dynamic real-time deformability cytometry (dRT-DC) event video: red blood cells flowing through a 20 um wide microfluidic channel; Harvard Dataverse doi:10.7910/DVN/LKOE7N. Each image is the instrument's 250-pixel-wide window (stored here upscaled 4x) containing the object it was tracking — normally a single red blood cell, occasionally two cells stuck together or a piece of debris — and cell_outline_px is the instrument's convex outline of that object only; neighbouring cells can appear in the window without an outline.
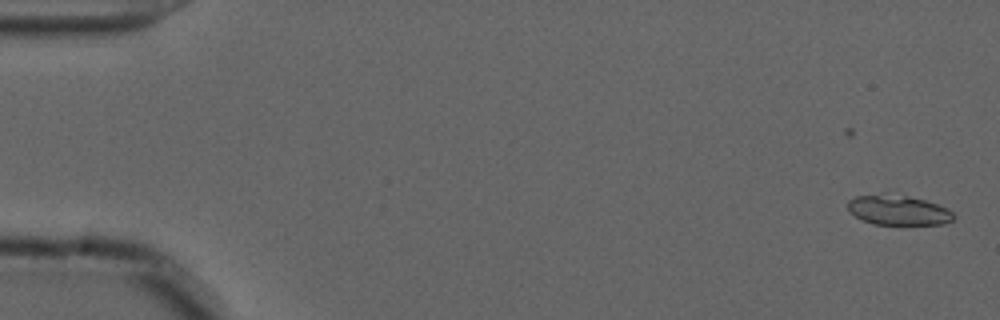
{"species": "common noctule bat (a hibernating species)", "species_latin": "Nyctalus noctula", "temperature_condition": "cold", "stored_images_in_passage": 44, "camera_frame_rate_fps": 3000, "um_per_image_px": 0.085, "animal": {"sex": "male", "forearm_length_mm": 52.5}, "frame": {"image": 1, "passage_image": 1, "time_ms": 0.0, "image_size_px": [1000, 320], "cell_outline_px": [[956, 216], [952, 220], [944, 224], [900, 228], [876, 224], [864, 220], [856, 216], [848, 208], [848, 200], [856, 196], [880, 192], [908, 196], [924, 200], [948, 208]], "centroid_in_image_um": [76.39, 17.9], "position_along_channel_um": 8.6, "area_um2": 19.42}}
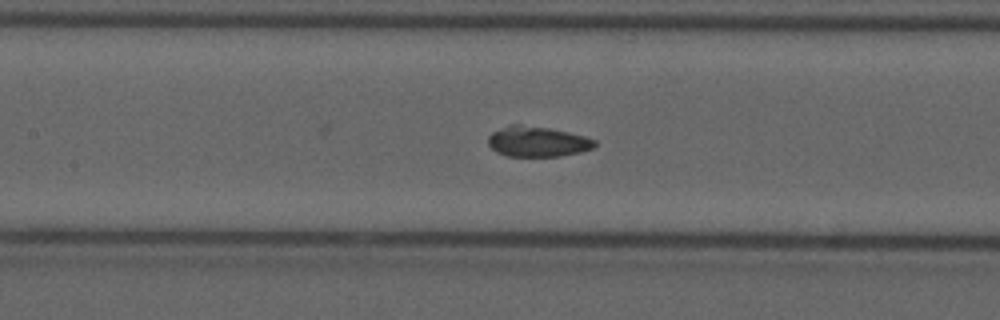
{"frame": {"image": 2, "passage_image": 25, "time_ms": 8.0, "image_size_px": [1000, 320], "cell_outline_px": [[596, 144], [592, 148], [580, 152], [560, 156], [508, 156], [496, 152], [488, 144], [488, 136], [492, 132], [512, 124], [520, 124], [548, 128], [568, 132], [584, 136], [596, 140]], "centroid_in_image_um": [45.67, 12.03], "position_along_channel_um": 161.7, "area_um2": 18.73}}
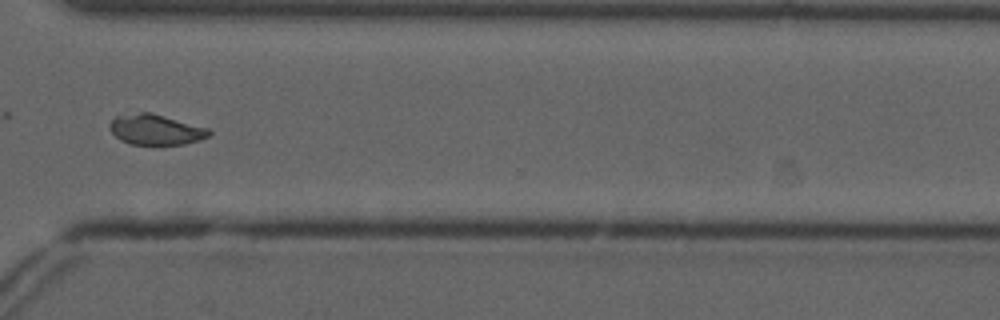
{"frame": {"image": 3, "passage_image": 41, "time_ms": 13.333, "image_size_px": [1000, 320], "cell_outline_px": [[212, 132], [208, 136], [200, 140], [184, 144], [128, 144], [120, 140], [108, 128], [108, 124], [116, 116], [140, 112], [152, 112], [208, 128]], "centroid_in_image_um": [13.22, 11.01], "position_along_channel_um": 357.4, "area_um2": 17.63}, "authors_computed_cell_mechanics": {"area_um2": 19.3919, "velocity_mm_per_s": 3.6731, "shape_relaxation_time_tau1_ms": 8.0752, "shape_relaxation_time_tau2_ms": null, "deformation_change_tau1": 0.0635, "deformation_change_tau2": null}}